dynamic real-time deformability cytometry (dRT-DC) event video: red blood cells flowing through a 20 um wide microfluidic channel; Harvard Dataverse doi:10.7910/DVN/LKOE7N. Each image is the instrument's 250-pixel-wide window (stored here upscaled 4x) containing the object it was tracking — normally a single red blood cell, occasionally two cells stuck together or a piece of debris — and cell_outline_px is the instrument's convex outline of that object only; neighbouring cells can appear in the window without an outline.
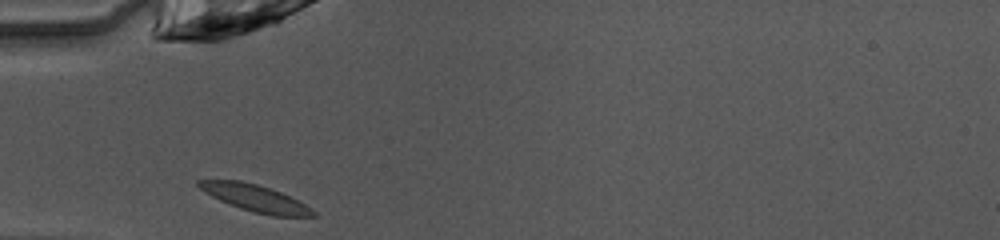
{"species": "common noctule bat (a hibernating species)", "species_latin": "Nyctalus noctula", "temperature_condition": "warm", "stored_images_in_passage": 27, "camera_frame_rate_fps": 3000, "um_per_image_px": 0.085, "animal": {"sex": "female", "body_mass_g": 10.0, "forearm_length_mm": 53.1}, "frame": {"image": 1, "passage_image": 1, "time_ms": 0.0, "image_size_px": [1000, 240], "cell_outline_px": [[316, 216], [272, 216], [240, 208], [220, 200], [204, 192], [196, 184], [196, 180], [240, 180], [256, 184], [280, 192], [304, 204], [316, 212]], "centroid_in_image_um": [21.66, 16.83], "position_along_channel_um": 63.3, "area_um2": 17.46}}
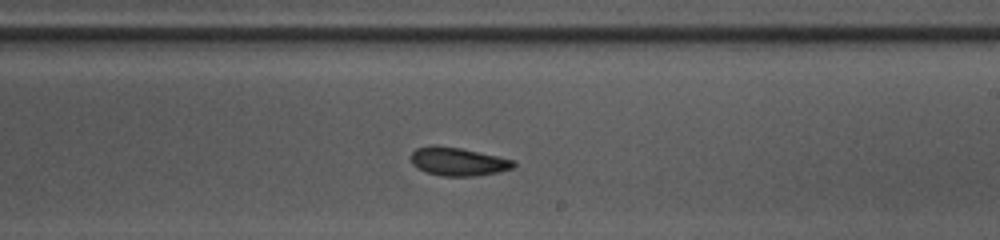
{"frame": {"image": 2, "passage_image": 15, "time_ms": 4.667, "image_size_px": [1000, 240], "cell_outline_px": [[516, 164], [512, 168], [496, 172], [476, 176], [444, 176], [424, 172], [412, 164], [412, 152], [416, 148], [428, 144], [436, 144], [460, 148], [496, 156], [512, 160]], "centroid_in_image_um": [38.86, 13.72], "position_along_channel_um": 250.1, "area_um2": 16.88}}
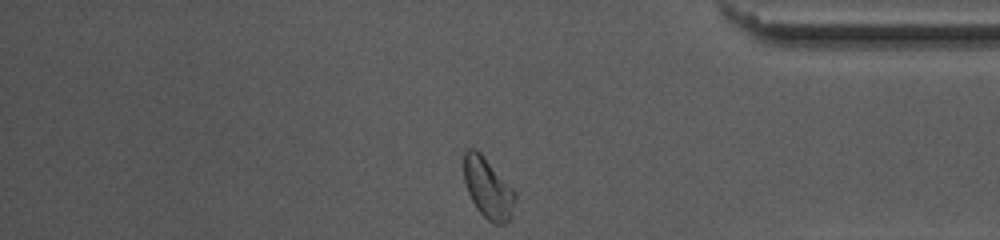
{"frame": {"image": 3, "passage_image": 27, "time_ms": 8.667, "image_size_px": [1000, 240], "cell_outline_px": [[516, 196], [512, 212], [508, 220], [504, 224], [496, 224], [488, 220], [476, 208], [468, 192], [464, 180], [464, 152], [468, 148], [476, 148], [480, 152], [516, 192]], "centroid_in_image_um": [41.47, 15.98], "position_along_channel_um": 393.7, "area_um2": 17.86}, "authors_computed_cell_mechanics": {"area_um2": 16.762, "velocity_mm_per_s": 4.0398, "shape_relaxation_time_tau1_ms": 6.915, "shape_relaxation_time_tau2_ms": 5.3164, "deformation_change_tau1": 0.1607, "deformation_change_tau2": 0.1281}}